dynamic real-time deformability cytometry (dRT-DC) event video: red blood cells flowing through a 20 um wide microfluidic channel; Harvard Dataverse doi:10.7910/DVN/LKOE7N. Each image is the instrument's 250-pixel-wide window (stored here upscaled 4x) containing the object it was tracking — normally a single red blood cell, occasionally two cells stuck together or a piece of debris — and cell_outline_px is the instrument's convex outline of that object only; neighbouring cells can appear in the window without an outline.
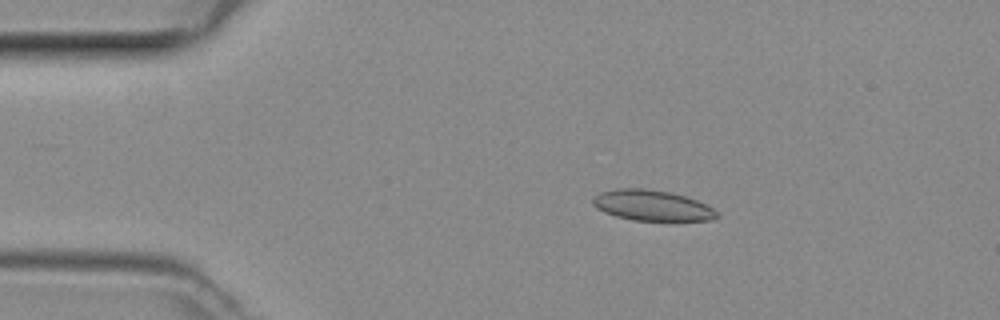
{"species": "common noctule bat (a hibernating species)", "species_latin": "Nyctalus noctula", "temperature_condition": "room temperature", "stored_images_in_passage": 48, "camera_frame_rate_fps": 3000, "um_per_image_px": 0.085, "animal": {"sex": "female", "body_mass_g": 29.2, "forearm_length_mm": 56.3}, "frame": {"image": 1, "passage_image": 9, "time_ms": 2.667, "image_size_px": [1000, 320], "cell_outline_px": [[720, 216], [712, 220], [632, 220], [616, 216], [604, 212], [596, 208], [592, 204], [592, 196], [600, 192], [616, 188], [644, 188], [672, 192], [708, 204]], "centroid_in_image_um": [55.39, 17.45], "position_along_channel_um": 29.6, "area_um2": 22.25}}
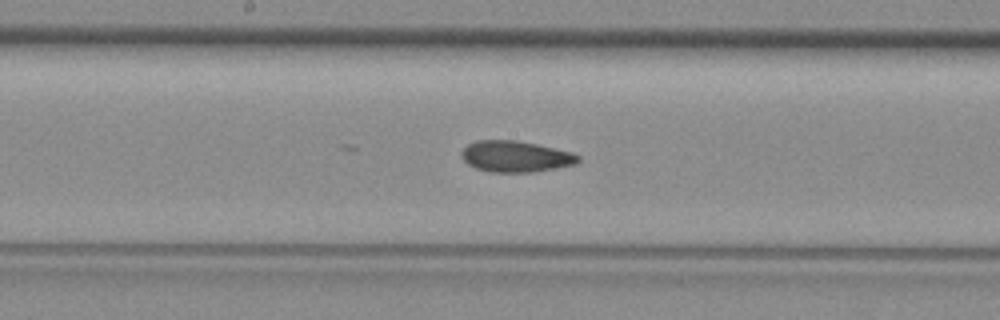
{"frame": {"image": 2, "passage_image": 25, "time_ms": 8.0, "image_size_px": [1000, 320], "cell_outline_px": [[580, 160], [576, 164], [532, 172], [488, 172], [476, 168], [468, 164], [460, 156], [460, 152], [468, 144], [476, 140], [516, 140], [536, 144], [572, 152], [580, 156]], "centroid_in_image_um": [43.8, 13.3], "position_along_channel_um": 204.4, "area_um2": 21.21}}
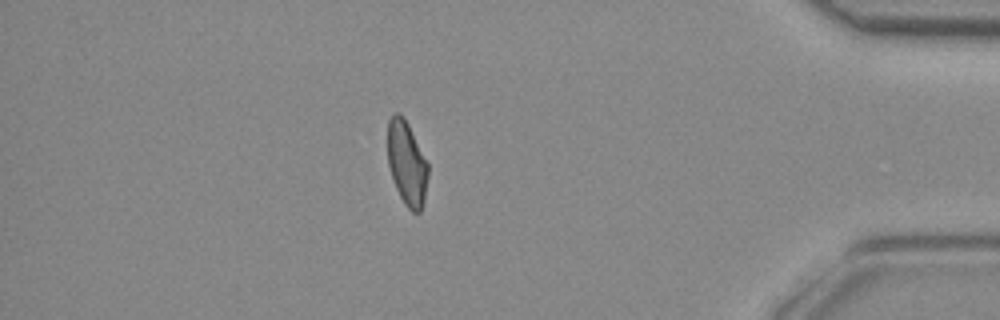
{"frame": {"image": 3, "passage_image": 42, "time_ms": 13.667, "image_size_px": [1000, 320], "cell_outline_px": [[428, 176], [424, 200], [420, 212], [412, 212], [404, 204], [396, 188], [388, 164], [388, 120], [396, 112], [400, 112], [404, 116], [428, 164]], "centroid_in_image_um": [34.58, 13.87], "position_along_channel_um": 400.6, "area_um2": 19.65}}